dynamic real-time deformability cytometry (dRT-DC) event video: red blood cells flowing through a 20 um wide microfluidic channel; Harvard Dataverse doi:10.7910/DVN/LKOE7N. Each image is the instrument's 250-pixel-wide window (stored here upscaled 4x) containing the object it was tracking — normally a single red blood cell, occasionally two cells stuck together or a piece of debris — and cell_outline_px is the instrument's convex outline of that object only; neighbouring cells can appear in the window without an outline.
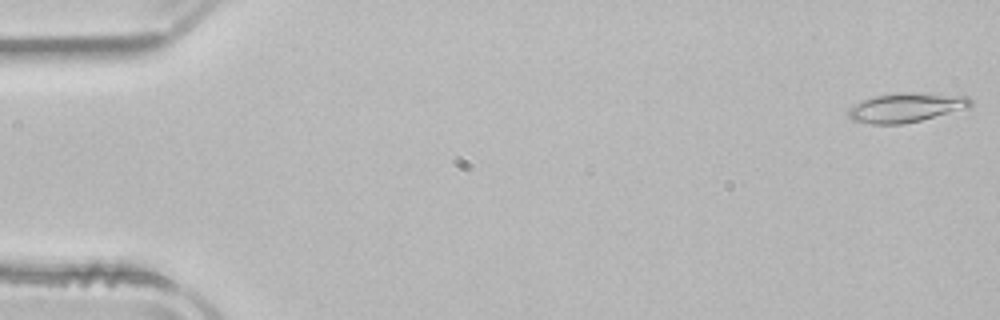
{"species": "common noctule bat (a hibernating species)", "species_latin": "Nyctalus noctula", "temperature_condition": "room temperature", "stored_images_in_passage": 51, "camera_frame_rate_fps": 3000, "um_per_image_px": 0.085, "animal": {"sex": "male", "body_mass_g": 21.5, "forearm_length_mm": 52.0}, "frame": {"image": 1, "passage_image": 1, "time_ms": 0.0, "image_size_px": [1000, 320], "cell_outline_px": [[972, 104], [968, 108], [920, 120], [900, 124], [868, 124], [852, 120], [848, 116], [848, 108], [852, 104], [872, 96], [896, 92], [920, 92], [968, 96], [972, 100]], "centroid_in_image_um": [76.98, 9.12], "position_along_channel_um": 8.0, "area_um2": 21.21}}
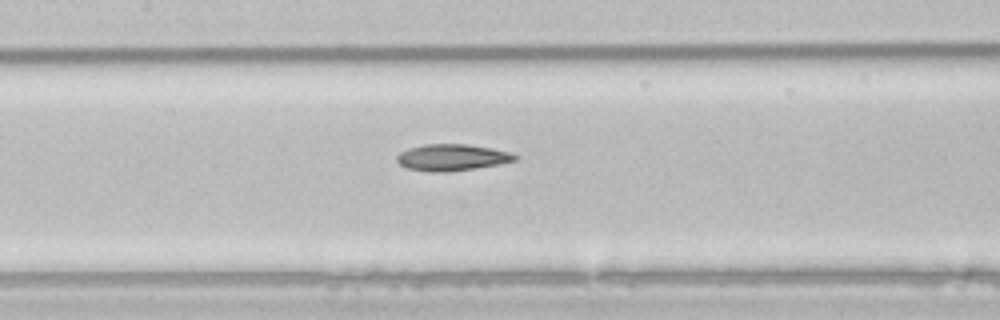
{"frame": {"image": 2, "passage_image": 24, "time_ms": 7.667, "image_size_px": [1000, 320], "cell_outline_px": [[516, 160], [500, 164], [452, 172], [432, 172], [408, 168], [400, 164], [396, 160], [396, 156], [400, 152], [408, 148], [424, 144], [464, 144], [512, 152], [516, 156]], "centroid_in_image_um": [38.4, 13.39], "position_along_channel_um": 169.0, "area_um2": 18.21}}
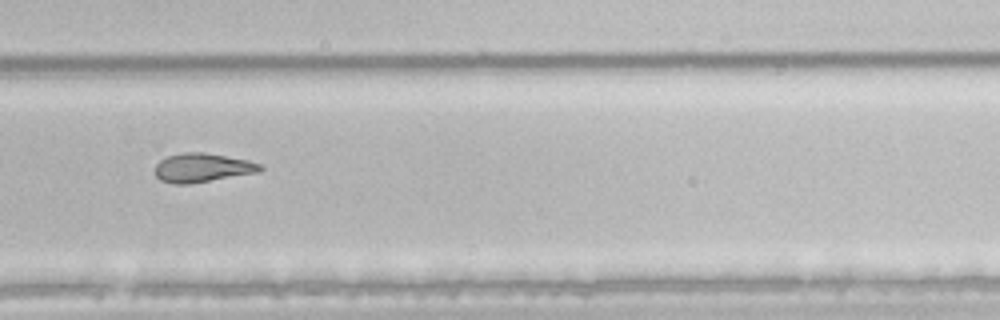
{"frame": {"image": 3, "passage_image": 35, "time_ms": 11.333, "image_size_px": [1000, 320], "cell_outline_px": [[264, 168], [260, 172], [188, 184], [172, 184], [160, 180], [156, 176], [156, 164], [160, 160], [168, 156], [184, 152], [204, 152], [248, 160], [260, 164]], "centroid_in_image_um": [17.2, 14.26], "position_along_channel_um": 312.6, "area_um2": 17.69}, "authors_computed_cell_mechanics": {"area_um2": 19.363, "velocity_mm_per_s": 3.9392, "shape_relaxation_time_tau1_ms": 8.6784, "shape_relaxation_time_tau2_ms": 6.0071, "deformation_change_tau1": 0.19, "deformation_change_tau2": 0.152}}